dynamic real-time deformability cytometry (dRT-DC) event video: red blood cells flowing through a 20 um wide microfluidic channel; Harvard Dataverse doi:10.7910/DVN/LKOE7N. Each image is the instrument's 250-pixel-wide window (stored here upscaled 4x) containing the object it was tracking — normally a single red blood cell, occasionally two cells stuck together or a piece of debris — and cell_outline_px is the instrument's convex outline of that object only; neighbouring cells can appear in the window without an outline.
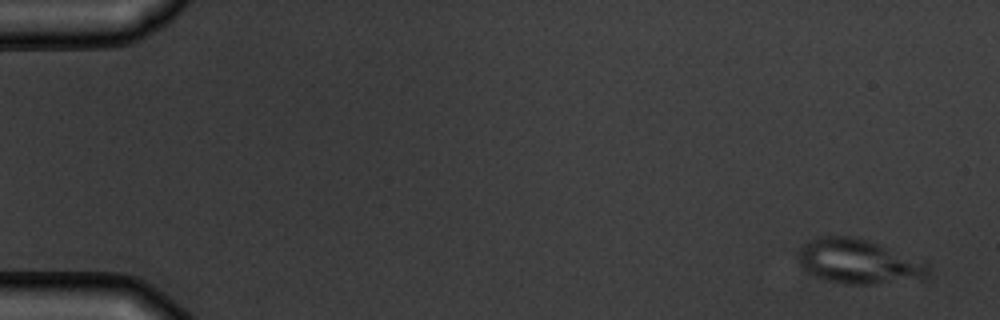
{"species": "common noctule bat (a hibernating species)", "species_latin": "Nyctalus noctula", "temperature_condition": "warm", "stored_images_in_passage": 5, "camera_frame_rate_fps": 3000, "um_per_image_px": 0.085, "animal": {"sex": "male", "body_mass_g": 19.5, "forearm_length_mm": 54.6}, "frame": {"image": 1, "passage_image": 1, "time_ms": 0.0, "image_size_px": [1000, 320], "cell_outline_px": [[932, 276], [924, 280], [868, 284], [848, 284], [828, 280], [816, 276], [808, 272], [800, 264], [796, 256], [796, 252], [808, 240], [820, 236], [852, 236], [868, 240], [924, 260], [932, 268]], "centroid_in_image_um": [73.06, 22.23], "position_along_channel_um": 11.9, "area_um2": 34.45}}